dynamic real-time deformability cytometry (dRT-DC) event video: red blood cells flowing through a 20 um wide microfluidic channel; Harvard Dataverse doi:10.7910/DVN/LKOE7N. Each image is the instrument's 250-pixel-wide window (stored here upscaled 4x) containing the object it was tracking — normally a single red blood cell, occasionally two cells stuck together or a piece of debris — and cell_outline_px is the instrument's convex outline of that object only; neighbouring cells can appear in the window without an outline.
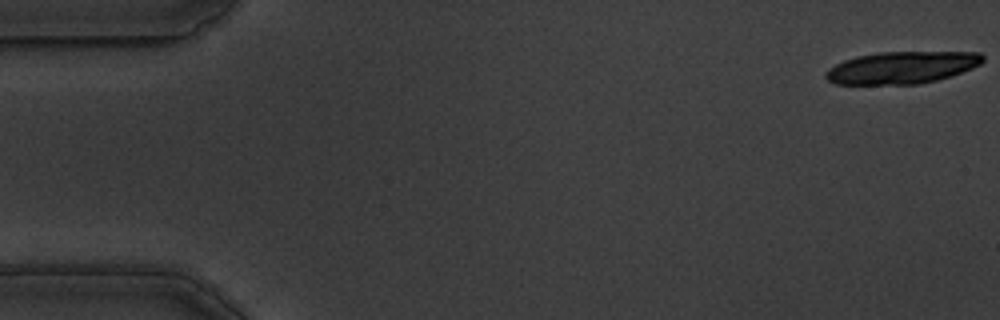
{"species": "common noctule bat (a hibernating species)", "species_latin": "Nyctalus noctula", "temperature_condition": "warm", "stored_images_in_passage": 19, "camera_frame_rate_fps": 3000, "um_per_image_px": 0.085, "animal": {"sex": "male", "body_mass_g": 19.5, "forearm_length_mm": 54.6}, "frame": {"image": 1, "passage_image": 1, "time_ms": 0.0, "image_size_px": [1000, 320], "cell_outline_px": [[984, 60], [980, 64], [972, 68], [952, 76], [920, 84], [836, 84], [828, 80], [824, 76], [824, 72], [828, 68], [844, 60], [856, 56], [880, 52], [980, 52], [984, 56]], "centroid_in_image_um": [76.65, 5.74], "position_along_channel_um": 8.3, "area_um2": 29.54}}